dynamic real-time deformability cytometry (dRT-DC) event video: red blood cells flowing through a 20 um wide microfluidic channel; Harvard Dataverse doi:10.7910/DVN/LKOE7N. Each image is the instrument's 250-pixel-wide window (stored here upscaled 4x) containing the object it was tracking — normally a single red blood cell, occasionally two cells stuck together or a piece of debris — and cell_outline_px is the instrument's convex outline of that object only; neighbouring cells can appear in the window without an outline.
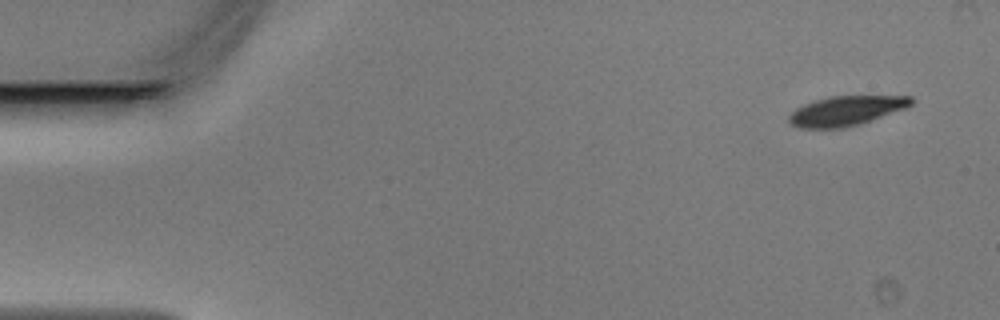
{"species": "Egyptian fruit bat (a non-hibernating species)", "species_latin": "Rousettus aegyptiacus", "temperature_condition": "warm", "stored_images_in_passage": 48, "camera_frame_rate_fps": 3000, "um_per_image_px": 0.085, "animal": {"sex": "male"}, "frame": {"image": 1, "passage_image": 3, "time_ms": 0.667, "image_size_px": [1000, 320], "cell_outline_px": [[916, 100], [912, 104], [904, 108], [860, 124], [844, 128], [796, 128], [788, 120], [788, 116], [796, 108], [804, 104], [828, 96], [912, 96]], "centroid_in_image_um": [71.91, 9.41], "position_along_channel_um": 13.1, "area_um2": 21.04}}
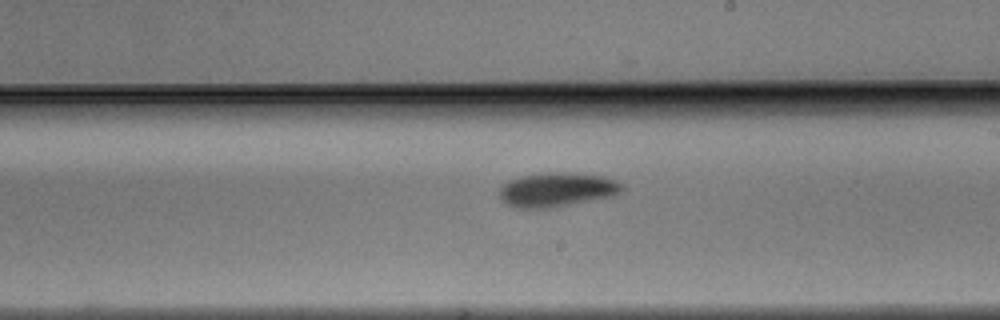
{"frame": {"image": 2, "passage_image": 28, "time_ms": 9.0, "image_size_px": [1000, 320], "cell_outline_px": [[624, 188], [620, 192], [612, 196], [552, 208], [512, 208], [504, 204], [500, 200], [500, 188], [508, 180], [524, 176], [552, 172], [576, 172], [604, 176], [624, 184]], "centroid_in_image_um": [47.33, 16.13], "position_along_channel_um": 241.7, "area_um2": 24.68}}
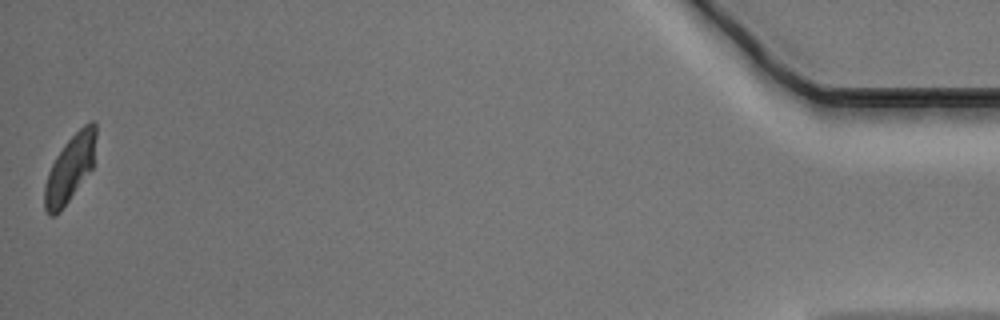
{"frame": {"image": 3, "passage_image": 48, "time_ms": 15.667, "image_size_px": [1000, 320], "cell_outline_px": [[96, 136], [92, 168], [60, 212], [56, 216], [48, 216], [44, 208], [44, 188], [48, 172], [56, 156], [64, 144], [84, 124], [92, 120], [96, 124]], "centroid_in_image_um": [5.93, 14.34], "position_along_channel_um": 429.3, "area_um2": 19.83}}